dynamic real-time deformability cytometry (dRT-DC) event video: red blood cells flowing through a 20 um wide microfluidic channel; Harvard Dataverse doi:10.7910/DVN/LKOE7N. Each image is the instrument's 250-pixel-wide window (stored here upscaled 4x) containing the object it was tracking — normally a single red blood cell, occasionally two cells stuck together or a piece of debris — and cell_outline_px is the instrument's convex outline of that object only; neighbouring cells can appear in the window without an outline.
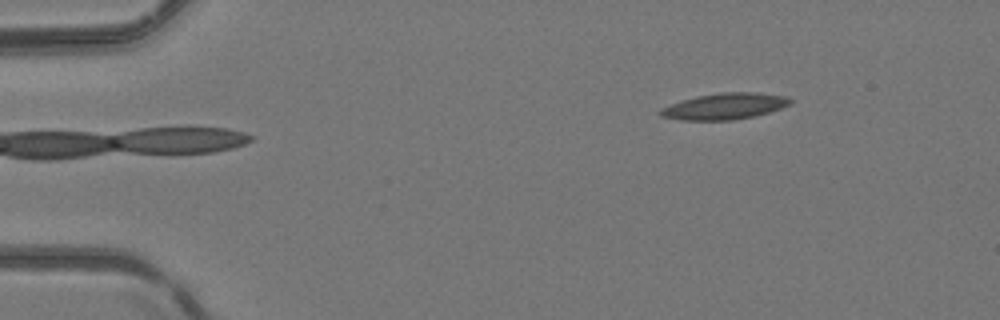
{"species": "common noctule bat (a hibernating species)", "species_latin": "Nyctalus noctula", "temperature_condition": "room temperature", "stored_images_in_passage": 4, "camera_frame_rate_fps": 3000, "um_per_image_px": 0.085, "animal": {"sex": "female", "body_mass_g": 24.6, "forearm_length_mm": 56.2}, "frame": {"image": 1, "passage_image": 4, "time_ms": 1.0, "image_size_px": [1000, 320], "cell_outline_px": [[792, 104], [756, 116], [732, 120], [680, 120], [660, 116], [656, 112], [660, 108], [696, 96], [720, 92], [756, 92], [788, 96], [792, 100]], "centroid_in_image_um": [61.6, 9.03], "position_along_channel_um": 23.4, "area_um2": 20.0}}